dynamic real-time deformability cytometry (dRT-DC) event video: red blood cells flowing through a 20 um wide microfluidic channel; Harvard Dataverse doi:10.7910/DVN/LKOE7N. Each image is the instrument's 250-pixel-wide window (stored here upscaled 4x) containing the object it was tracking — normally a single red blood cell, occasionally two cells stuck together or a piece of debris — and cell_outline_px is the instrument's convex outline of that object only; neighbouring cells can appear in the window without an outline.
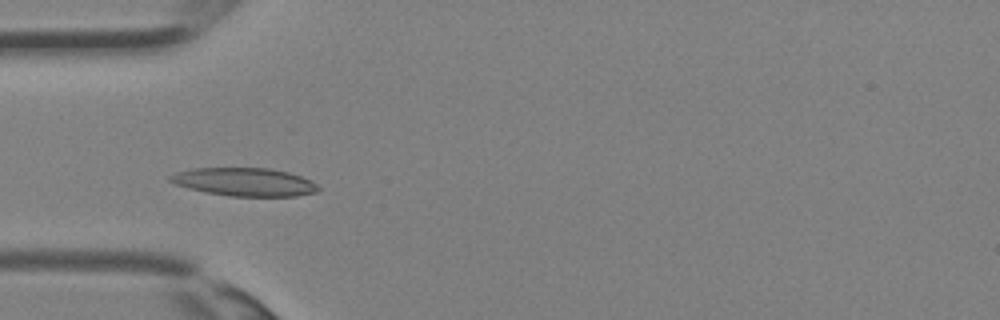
{"species": "Egyptian fruit bat (a non-hibernating species)", "species_latin": "Rousettus aegyptiacus", "temperature_condition": "room temperature", "stored_images_in_passage": 34, "camera_frame_rate_fps": 3000, "um_per_image_px": 0.085, "animal": {"sex": "female"}, "frame": {"image": 1, "passage_image": 10, "time_ms": 3.0, "image_size_px": [1000, 320], "cell_outline_px": [[320, 188], [316, 192], [296, 196], [228, 196], [188, 188], [176, 184], [168, 180], [168, 176], [176, 172], [192, 168], [268, 168], [288, 172], [312, 180]], "centroid_in_image_um": [20.78, 15.46], "position_along_channel_um": 64.2, "area_um2": 24.28}}
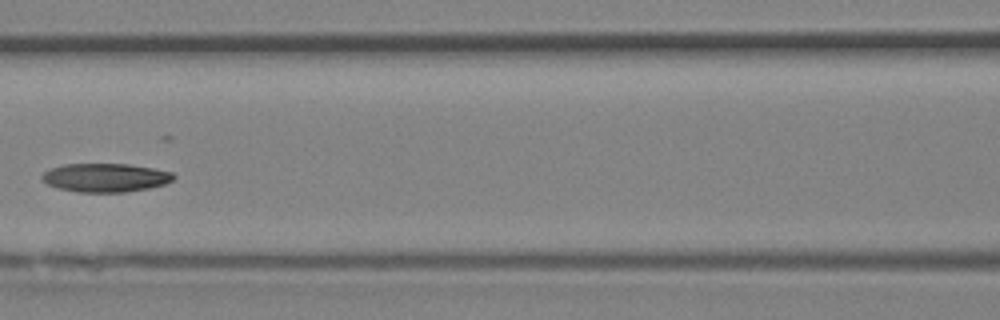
{"frame": {"image": 2, "passage_image": 15, "time_ms": 4.667, "image_size_px": [1000, 320], "cell_outline_px": [[176, 176], [172, 180], [164, 184], [148, 188], [124, 192], [76, 192], [56, 188], [48, 184], [40, 176], [44, 172], [52, 168], [64, 164], [128, 164], [152, 168], [172, 172]], "centroid_in_image_um": [8.95, 15.1], "position_along_channel_um": 157.7, "area_um2": 21.85}}
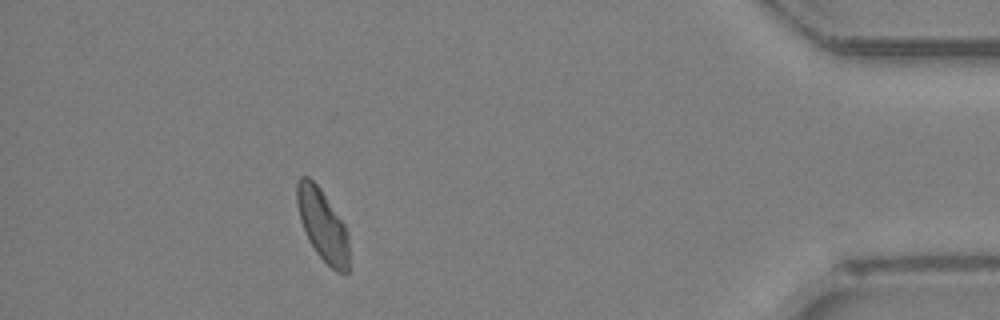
{"frame": {"image": 3, "passage_image": 31, "time_ms": 10.0, "image_size_px": [1000, 320], "cell_outline_px": [[348, 272], [336, 272], [316, 252], [308, 240], [300, 220], [296, 204], [296, 184], [300, 176], [308, 176], [320, 188], [344, 224], [348, 236]], "centroid_in_image_um": [27.39, 19.1], "position_along_channel_um": 407.8, "area_um2": 21.56}}